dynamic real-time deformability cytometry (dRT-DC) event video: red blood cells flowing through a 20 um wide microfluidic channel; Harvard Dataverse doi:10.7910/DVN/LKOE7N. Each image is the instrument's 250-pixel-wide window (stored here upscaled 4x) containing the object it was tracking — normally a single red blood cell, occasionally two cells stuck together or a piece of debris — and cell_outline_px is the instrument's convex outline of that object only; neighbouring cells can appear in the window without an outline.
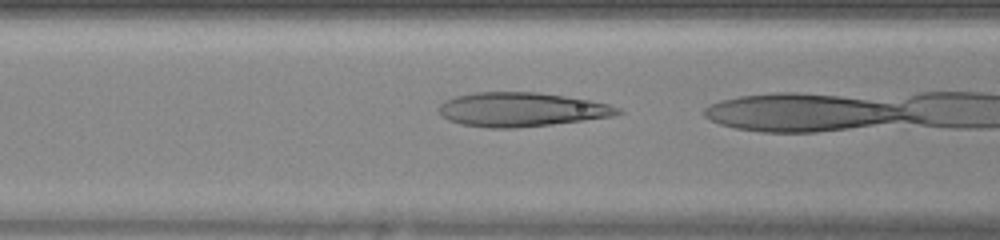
{"species": "human", "species_latin": "Homo sapiens", "temperature_condition": "warm", "stored_images_in_passage": 16, "camera_frame_rate_fps": 3000, "um_per_image_px": 0.085, "donor": {"sex": "female"}, "frame": {"image": 1, "passage_image": 3, "time_ms": 0.667, "image_size_px": [1000, 240], "cell_outline_px": [[624, 112], [612, 116], [584, 120], [552, 124], [516, 128], [488, 128], [460, 124], [448, 120], [436, 108], [444, 100], [456, 96], [476, 92], [536, 92], [564, 96], [588, 100], [608, 104], [620, 108]], "centroid_in_image_um": [44.29, 9.31], "position_along_channel_um": 122.3, "area_um2": 35.49}}
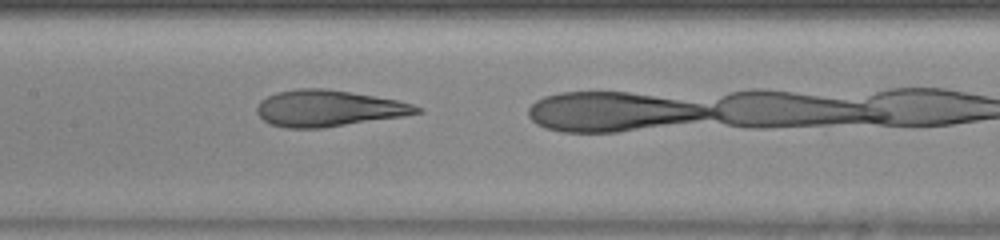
{"frame": {"image": 2, "passage_image": 7, "time_ms": 2.0, "image_size_px": [1000, 240], "cell_outline_px": [[424, 112], [404, 116], [320, 128], [284, 128], [268, 124], [256, 112], [256, 108], [260, 100], [276, 92], [296, 88], [324, 88], [352, 92], [396, 100], [412, 104], [424, 108]], "centroid_in_image_um": [27.9, 9.2], "position_along_channel_um": 179.5, "area_um2": 33.99}}
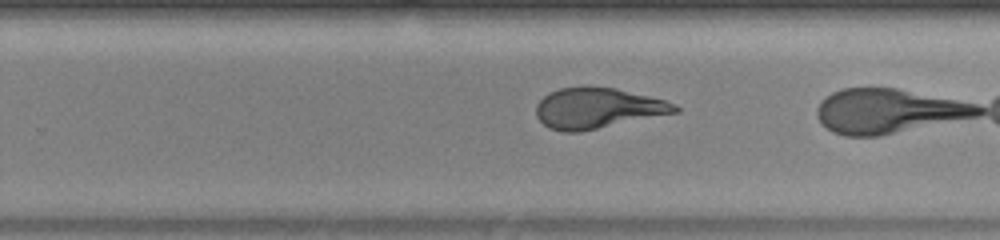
{"frame": {"image": 3, "passage_image": 14, "time_ms": 4.333, "image_size_px": [1000, 240], "cell_outline_px": [[680, 112], [580, 132], [564, 132], [548, 128], [536, 116], [536, 104], [548, 92], [560, 88], [616, 88], [664, 100], [676, 104], [680, 108]], "centroid_in_image_um": [50.8, 9.22], "position_along_channel_um": 279.0, "area_um2": 32.6}}